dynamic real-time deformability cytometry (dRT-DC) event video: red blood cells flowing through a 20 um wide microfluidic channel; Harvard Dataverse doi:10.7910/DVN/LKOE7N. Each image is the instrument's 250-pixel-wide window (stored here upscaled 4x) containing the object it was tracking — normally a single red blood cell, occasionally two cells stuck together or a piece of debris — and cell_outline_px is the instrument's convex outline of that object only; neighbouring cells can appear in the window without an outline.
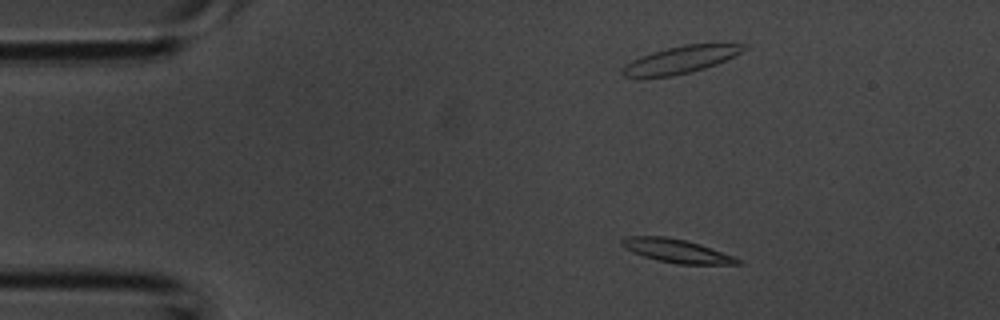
{"species": "common noctule bat (a hibernating species)", "species_latin": "Nyctalus noctula", "temperature_condition": "room temperature", "stored_images_in_passage": 4, "camera_frame_rate_fps": 3000, "um_per_image_px": 0.085, "animal": {"sex": "male", "body_mass_g": 20.1, "forearm_length_mm": 53.5}, "frame": {"image": 1, "passage_image": 2, "time_ms": 0.333, "image_size_px": [1000, 320], "cell_outline_px": [[744, 264], [680, 264], [656, 260], [632, 252], [624, 248], [620, 244], [620, 240], [624, 236], [664, 236], [688, 240], [700, 244], [732, 256], [740, 260]], "centroid_in_image_um": [57.45, 21.31], "position_along_channel_um": 27.6, "area_um2": 15.84}}